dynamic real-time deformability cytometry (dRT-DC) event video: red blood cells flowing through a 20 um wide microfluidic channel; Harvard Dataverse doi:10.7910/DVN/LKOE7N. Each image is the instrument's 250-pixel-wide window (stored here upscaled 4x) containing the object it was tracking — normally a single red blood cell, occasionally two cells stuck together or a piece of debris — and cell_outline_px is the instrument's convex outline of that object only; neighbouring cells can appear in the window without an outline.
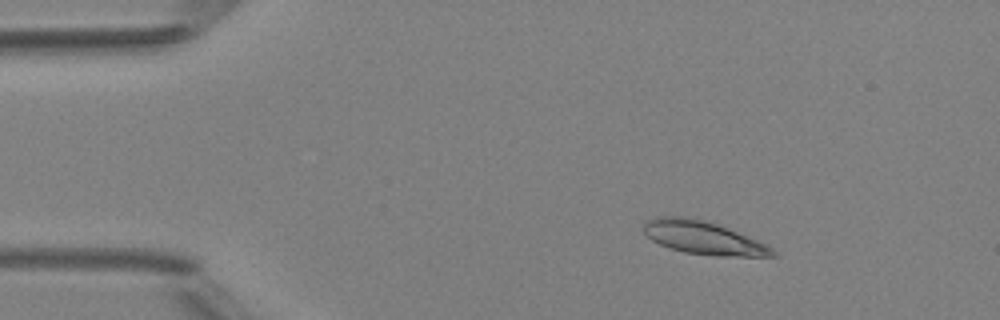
{"species": "Egyptian fruit bat (a non-hibernating species)", "species_latin": "Rousettus aegyptiacus", "temperature_condition": "room temperature", "stored_images_in_passage": 48, "camera_frame_rate_fps": 3000, "um_per_image_px": 0.085, "animal": {"sex": "female"}, "frame": {"image": 1, "passage_image": 7, "time_ms": 2.0, "image_size_px": [1000, 320], "cell_outline_px": [[776, 256], [712, 256], [684, 252], [668, 248], [652, 240], [644, 232], [644, 220], [656, 216], [688, 216], [704, 220], [728, 228], [756, 240], [772, 248], [776, 252]], "centroid_in_image_um": [59.72, 20.2], "position_along_channel_um": 25.3, "area_um2": 24.85}}
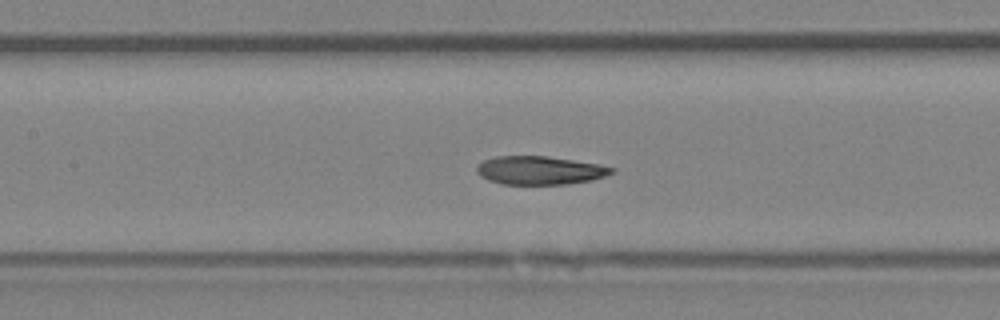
{"frame": {"image": 2, "passage_image": 22, "time_ms": 7.0, "image_size_px": [1000, 320], "cell_outline_px": [[616, 172], [592, 180], [568, 184], [504, 184], [488, 180], [480, 176], [476, 172], [476, 168], [484, 160], [496, 156], [548, 156], [596, 164], [616, 168]], "centroid_in_image_um": [45.89, 14.48], "position_along_channel_um": 161.5, "area_um2": 22.25}}
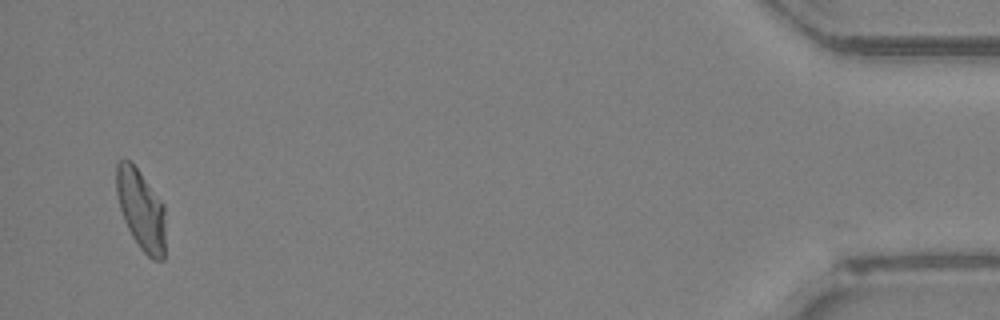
{"frame": {"image": 3, "passage_image": 47, "time_ms": 15.333, "image_size_px": [1000, 320], "cell_outline_px": [[164, 260], [152, 260], [140, 248], [132, 236], [124, 220], [120, 208], [116, 192], [116, 164], [120, 160], [128, 160], [140, 172], [164, 204]], "centroid_in_image_um": [11.98, 17.83], "position_along_channel_um": 423.2, "area_um2": 22.77}, "authors_computed_cell_mechanics": {"area_um2": 22.9177, "velocity_mm_per_s": 4.1664, "shape_relaxation_time_tau1_ms": 9.2656, "shape_relaxation_time_tau2_ms": 2.3822, "deformation_change_tau1": 0.2305, "deformation_change_tau2": 0.0843}}